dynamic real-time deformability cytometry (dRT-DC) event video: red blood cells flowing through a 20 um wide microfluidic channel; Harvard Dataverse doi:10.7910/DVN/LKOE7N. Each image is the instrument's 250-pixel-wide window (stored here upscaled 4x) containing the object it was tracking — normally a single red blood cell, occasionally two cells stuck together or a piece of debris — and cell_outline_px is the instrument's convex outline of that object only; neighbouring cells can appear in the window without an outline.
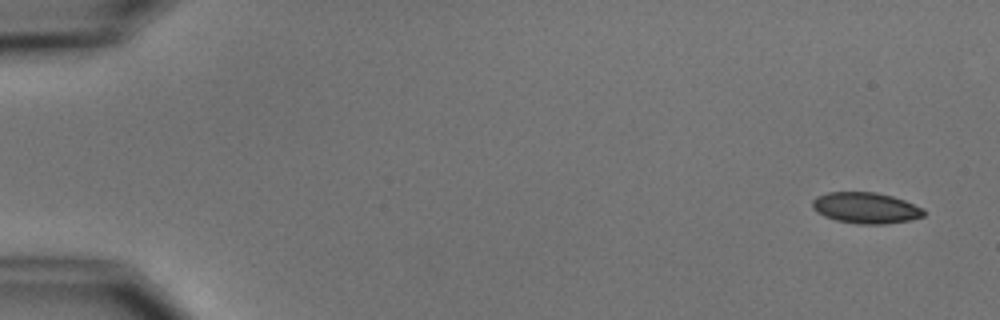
{"species": "common noctule bat (a hibernating species)", "species_latin": "Nyctalus noctula", "temperature_condition": "cold", "stored_images_in_passage": 5, "camera_frame_rate_fps": 3000, "um_per_image_px": 0.085, "animal": {"sex": "male", "body_mass_g": 15.6}, "frame": {"image": 1, "passage_image": 1, "time_ms": 0.0, "image_size_px": [1000, 320], "cell_outline_px": [[924, 216], [908, 220], [884, 224], [856, 224], [836, 220], [824, 216], [816, 212], [812, 208], [812, 200], [816, 196], [828, 192], [876, 192], [892, 196], [904, 200], [924, 208]], "centroid_in_image_um": [73.56, 17.67], "position_along_channel_um": 11.4, "area_um2": 20.23}}
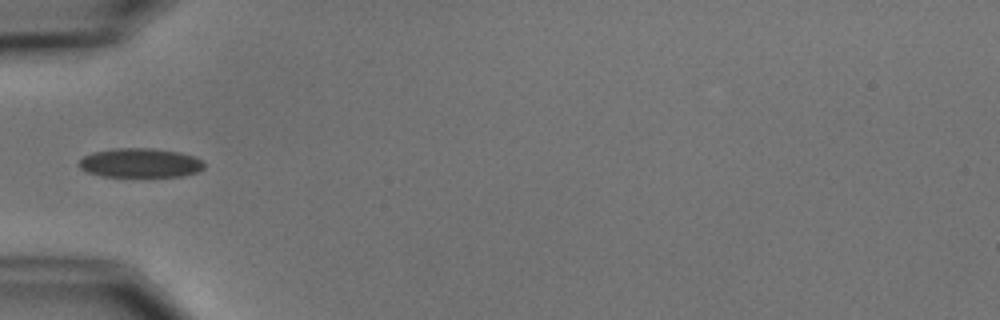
{"frame": {"image": 2, "passage_image": 5, "time_ms": 5.333, "image_size_px": [1000, 320], "cell_outline_px": [[204, 168], [196, 172], [184, 176], [104, 176], [88, 172], [80, 168], [76, 164], [84, 156], [92, 152], [112, 148], [152, 148], [180, 152], [192, 156], [200, 160], [204, 164]], "centroid_in_image_um": [11.88, 13.84], "position_along_channel_um": 73.1, "area_um2": 21.27}}